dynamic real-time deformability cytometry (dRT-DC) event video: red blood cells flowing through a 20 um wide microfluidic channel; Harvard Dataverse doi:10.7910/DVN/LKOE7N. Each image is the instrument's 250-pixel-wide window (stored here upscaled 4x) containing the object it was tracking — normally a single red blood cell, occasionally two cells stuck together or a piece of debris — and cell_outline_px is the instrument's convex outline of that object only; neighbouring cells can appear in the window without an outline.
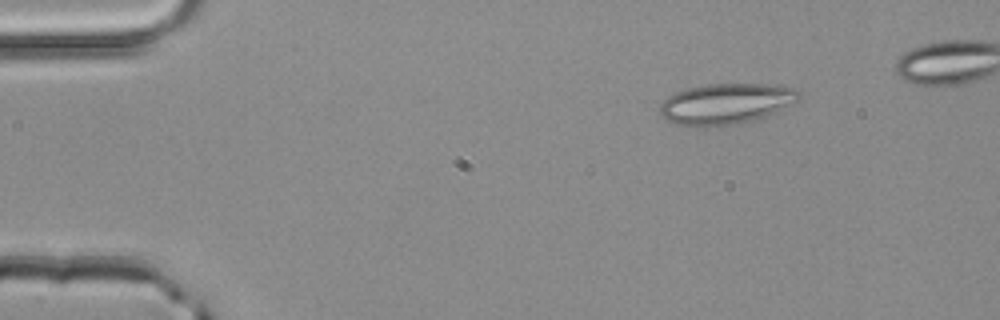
{"species": "common noctule bat (a hibernating species)", "species_latin": "Nyctalus noctula", "temperature_condition": "room temperature", "stored_images_in_passage": 2, "camera_frame_rate_fps": 3000, "um_per_image_px": 0.085, "animal": {"sex": "male", "body_mass_g": 20.4}, "frame": {"image": 1, "passage_image": 1, "time_ms": 0.0, "image_size_px": [1000, 320], "cell_outline_px": [[800, 96], [792, 104], [776, 112], [752, 120], [732, 124], [676, 124], [664, 120], [660, 112], [660, 104], [668, 96], [684, 88], [704, 84], [768, 84], [792, 88]], "centroid_in_image_um": [61.66, 8.78], "position_along_channel_um": 23.3, "area_um2": 32.19}}